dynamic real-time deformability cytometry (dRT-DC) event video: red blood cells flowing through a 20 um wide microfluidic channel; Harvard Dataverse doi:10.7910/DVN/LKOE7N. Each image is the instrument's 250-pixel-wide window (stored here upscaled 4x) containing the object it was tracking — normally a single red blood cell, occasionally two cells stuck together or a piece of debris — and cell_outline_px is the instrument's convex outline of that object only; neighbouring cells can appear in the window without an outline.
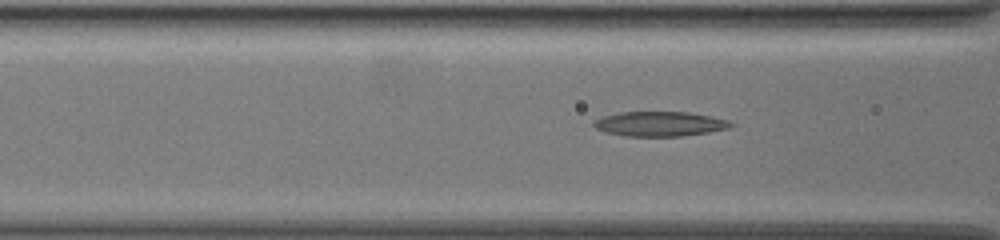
{"species": "common noctule bat (a hibernating species)", "species_latin": "Nyctalus noctula", "temperature_condition": "warm", "stored_images_in_passage": 39, "camera_frame_rate_fps": 3000, "um_per_image_px": 0.085, "animal": {"sex": "female", "body_mass_g": 19.5, "forearm_length_mm": 54.1}, "frame": {"image": 1, "passage_image": 7, "time_ms": 2.0, "image_size_px": [1000, 240], "cell_outline_px": [[736, 124], [732, 128], [708, 132], [680, 136], [624, 136], [608, 132], [596, 128], [592, 124], [596, 120], [604, 116], [620, 112], [688, 112], [728, 120]], "centroid_in_image_um": [56.13, 10.53], "position_along_channel_um": 110.5, "area_um2": 19.59}}
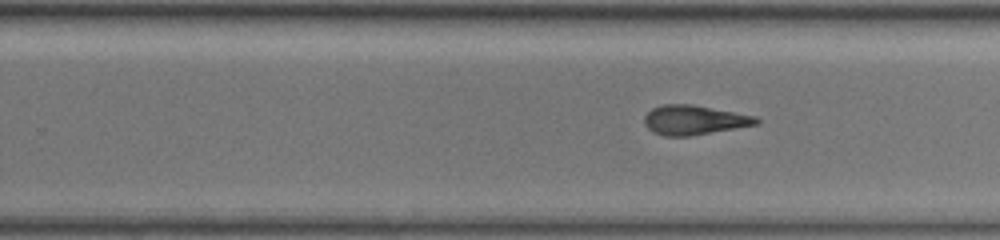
{"frame": {"image": 2, "passage_image": 20, "time_ms": 6.333, "image_size_px": [1000, 240], "cell_outline_px": [[760, 120], [756, 124], [688, 136], [664, 136], [652, 132], [644, 124], [644, 116], [652, 108], [664, 104], [692, 104], [756, 116]], "centroid_in_image_um": [58.95, 10.19], "position_along_channel_um": 270.9, "area_um2": 19.02}}
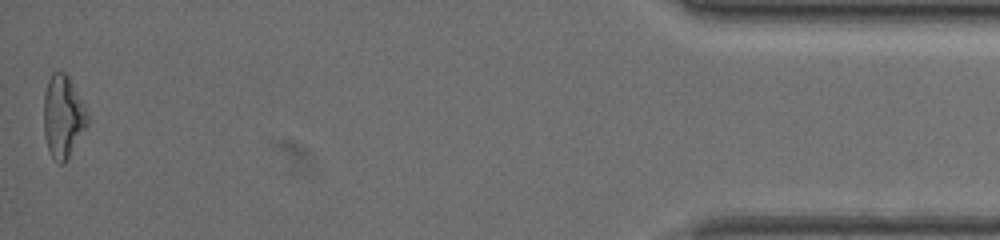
{"frame": {"image": 3, "passage_image": 39, "time_ms": 12.667, "image_size_px": [1000, 240], "cell_outline_px": [[88, 124], [64, 164], [60, 164], [52, 160], [44, 136], [44, 92], [48, 80], [52, 72], [64, 72], [68, 76], [88, 116]], "centroid_in_image_um": [5.32, 9.94], "position_along_channel_um": 429.9, "area_um2": 20.69}, "authors_computed_cell_mechanics": {"area_um2": 19.074, "velocity_mm_per_s": 3.7005, "shape_relaxation_time_tau1_ms": null, "shape_relaxation_time_tau2_ms": 2.9228, "deformation_change_tau1": null, "deformation_change_tau2": 0.1408}}